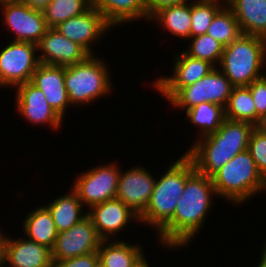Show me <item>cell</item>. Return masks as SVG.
Wrapping results in <instances>:
<instances>
[{
  "label": "cell",
  "mask_w": 266,
  "mask_h": 267,
  "mask_svg": "<svg viewBox=\"0 0 266 267\" xmlns=\"http://www.w3.org/2000/svg\"><path fill=\"white\" fill-rule=\"evenodd\" d=\"M225 5V0H194L191 2L190 37L206 34L213 18Z\"/></svg>",
  "instance_id": "obj_30"
},
{
  "label": "cell",
  "mask_w": 266,
  "mask_h": 267,
  "mask_svg": "<svg viewBox=\"0 0 266 267\" xmlns=\"http://www.w3.org/2000/svg\"><path fill=\"white\" fill-rule=\"evenodd\" d=\"M31 83L42 90L51 108L63 119L71 106L65 86L64 66L39 64Z\"/></svg>",
  "instance_id": "obj_19"
},
{
  "label": "cell",
  "mask_w": 266,
  "mask_h": 267,
  "mask_svg": "<svg viewBox=\"0 0 266 267\" xmlns=\"http://www.w3.org/2000/svg\"><path fill=\"white\" fill-rule=\"evenodd\" d=\"M253 129L252 123L226 118L215 133L193 141L184 154L197 172L212 178L235 155L248 149Z\"/></svg>",
  "instance_id": "obj_2"
},
{
  "label": "cell",
  "mask_w": 266,
  "mask_h": 267,
  "mask_svg": "<svg viewBox=\"0 0 266 267\" xmlns=\"http://www.w3.org/2000/svg\"><path fill=\"white\" fill-rule=\"evenodd\" d=\"M250 89L257 115H266V74L247 86Z\"/></svg>",
  "instance_id": "obj_33"
},
{
  "label": "cell",
  "mask_w": 266,
  "mask_h": 267,
  "mask_svg": "<svg viewBox=\"0 0 266 267\" xmlns=\"http://www.w3.org/2000/svg\"><path fill=\"white\" fill-rule=\"evenodd\" d=\"M190 123L199 128L198 139L215 133L225 121V108L219 104L200 103L185 111Z\"/></svg>",
  "instance_id": "obj_26"
},
{
  "label": "cell",
  "mask_w": 266,
  "mask_h": 267,
  "mask_svg": "<svg viewBox=\"0 0 266 267\" xmlns=\"http://www.w3.org/2000/svg\"><path fill=\"white\" fill-rule=\"evenodd\" d=\"M9 265V266H8ZM52 250L26 237L5 238L1 267H52Z\"/></svg>",
  "instance_id": "obj_18"
},
{
  "label": "cell",
  "mask_w": 266,
  "mask_h": 267,
  "mask_svg": "<svg viewBox=\"0 0 266 267\" xmlns=\"http://www.w3.org/2000/svg\"><path fill=\"white\" fill-rule=\"evenodd\" d=\"M122 171H120L116 198L140 216L149 203L156 179L141 165Z\"/></svg>",
  "instance_id": "obj_14"
},
{
  "label": "cell",
  "mask_w": 266,
  "mask_h": 267,
  "mask_svg": "<svg viewBox=\"0 0 266 267\" xmlns=\"http://www.w3.org/2000/svg\"><path fill=\"white\" fill-rule=\"evenodd\" d=\"M176 56V57H175ZM172 76H160L153 87L169 101L181 88L190 86L209 74L215 66L208 61L196 59L184 51L175 55Z\"/></svg>",
  "instance_id": "obj_11"
},
{
  "label": "cell",
  "mask_w": 266,
  "mask_h": 267,
  "mask_svg": "<svg viewBox=\"0 0 266 267\" xmlns=\"http://www.w3.org/2000/svg\"><path fill=\"white\" fill-rule=\"evenodd\" d=\"M188 2L189 0H146L147 21L164 8L182 5Z\"/></svg>",
  "instance_id": "obj_35"
},
{
  "label": "cell",
  "mask_w": 266,
  "mask_h": 267,
  "mask_svg": "<svg viewBox=\"0 0 266 267\" xmlns=\"http://www.w3.org/2000/svg\"><path fill=\"white\" fill-rule=\"evenodd\" d=\"M233 87L229 79L215 67L194 84L181 88L168 102L184 111L204 102L225 108Z\"/></svg>",
  "instance_id": "obj_7"
},
{
  "label": "cell",
  "mask_w": 266,
  "mask_h": 267,
  "mask_svg": "<svg viewBox=\"0 0 266 267\" xmlns=\"http://www.w3.org/2000/svg\"><path fill=\"white\" fill-rule=\"evenodd\" d=\"M254 128L266 135V115L259 118L258 122L254 125Z\"/></svg>",
  "instance_id": "obj_37"
},
{
  "label": "cell",
  "mask_w": 266,
  "mask_h": 267,
  "mask_svg": "<svg viewBox=\"0 0 266 267\" xmlns=\"http://www.w3.org/2000/svg\"><path fill=\"white\" fill-rule=\"evenodd\" d=\"M92 6V0H51L43 10L46 24L55 28L60 23L81 15Z\"/></svg>",
  "instance_id": "obj_28"
},
{
  "label": "cell",
  "mask_w": 266,
  "mask_h": 267,
  "mask_svg": "<svg viewBox=\"0 0 266 267\" xmlns=\"http://www.w3.org/2000/svg\"><path fill=\"white\" fill-rule=\"evenodd\" d=\"M133 267H150V264L147 262L145 255H143Z\"/></svg>",
  "instance_id": "obj_38"
},
{
  "label": "cell",
  "mask_w": 266,
  "mask_h": 267,
  "mask_svg": "<svg viewBox=\"0 0 266 267\" xmlns=\"http://www.w3.org/2000/svg\"><path fill=\"white\" fill-rule=\"evenodd\" d=\"M45 207L49 210L58 233L69 230L88 215L82 211L85 207L73 189L68 194L47 203Z\"/></svg>",
  "instance_id": "obj_23"
},
{
  "label": "cell",
  "mask_w": 266,
  "mask_h": 267,
  "mask_svg": "<svg viewBox=\"0 0 266 267\" xmlns=\"http://www.w3.org/2000/svg\"><path fill=\"white\" fill-rule=\"evenodd\" d=\"M225 117L234 121H245L255 125L259 116L250 89L247 86L233 87L225 107Z\"/></svg>",
  "instance_id": "obj_27"
},
{
  "label": "cell",
  "mask_w": 266,
  "mask_h": 267,
  "mask_svg": "<svg viewBox=\"0 0 266 267\" xmlns=\"http://www.w3.org/2000/svg\"><path fill=\"white\" fill-rule=\"evenodd\" d=\"M0 6L6 29L15 35L12 41L37 45L49 28L43 11L30 8L22 0H2Z\"/></svg>",
  "instance_id": "obj_10"
},
{
  "label": "cell",
  "mask_w": 266,
  "mask_h": 267,
  "mask_svg": "<svg viewBox=\"0 0 266 267\" xmlns=\"http://www.w3.org/2000/svg\"><path fill=\"white\" fill-rule=\"evenodd\" d=\"M150 20L157 21L162 28L176 38L189 39L191 33V1L182 5L164 8Z\"/></svg>",
  "instance_id": "obj_25"
},
{
  "label": "cell",
  "mask_w": 266,
  "mask_h": 267,
  "mask_svg": "<svg viewBox=\"0 0 266 267\" xmlns=\"http://www.w3.org/2000/svg\"><path fill=\"white\" fill-rule=\"evenodd\" d=\"M39 64L36 44L11 41L0 52V87L31 82Z\"/></svg>",
  "instance_id": "obj_8"
},
{
  "label": "cell",
  "mask_w": 266,
  "mask_h": 267,
  "mask_svg": "<svg viewBox=\"0 0 266 267\" xmlns=\"http://www.w3.org/2000/svg\"><path fill=\"white\" fill-rule=\"evenodd\" d=\"M243 34L266 39V0H226Z\"/></svg>",
  "instance_id": "obj_20"
},
{
  "label": "cell",
  "mask_w": 266,
  "mask_h": 267,
  "mask_svg": "<svg viewBox=\"0 0 266 267\" xmlns=\"http://www.w3.org/2000/svg\"><path fill=\"white\" fill-rule=\"evenodd\" d=\"M111 27V28H110ZM63 36L80 45L89 55H93L92 45L102 39L103 34L112 29L104 16L93 6L81 15L72 17L55 27Z\"/></svg>",
  "instance_id": "obj_13"
},
{
  "label": "cell",
  "mask_w": 266,
  "mask_h": 267,
  "mask_svg": "<svg viewBox=\"0 0 266 267\" xmlns=\"http://www.w3.org/2000/svg\"><path fill=\"white\" fill-rule=\"evenodd\" d=\"M248 151L258 171L266 179V135L254 128L249 138Z\"/></svg>",
  "instance_id": "obj_32"
},
{
  "label": "cell",
  "mask_w": 266,
  "mask_h": 267,
  "mask_svg": "<svg viewBox=\"0 0 266 267\" xmlns=\"http://www.w3.org/2000/svg\"><path fill=\"white\" fill-rule=\"evenodd\" d=\"M212 196L218 197L212 178L195 171L186 180L173 218L157 234L160 244L172 250L188 246L205 225Z\"/></svg>",
  "instance_id": "obj_1"
},
{
  "label": "cell",
  "mask_w": 266,
  "mask_h": 267,
  "mask_svg": "<svg viewBox=\"0 0 266 267\" xmlns=\"http://www.w3.org/2000/svg\"><path fill=\"white\" fill-rule=\"evenodd\" d=\"M212 182L218 197L237 206L266 189V179L258 171L248 149L223 165Z\"/></svg>",
  "instance_id": "obj_4"
},
{
  "label": "cell",
  "mask_w": 266,
  "mask_h": 267,
  "mask_svg": "<svg viewBox=\"0 0 266 267\" xmlns=\"http://www.w3.org/2000/svg\"><path fill=\"white\" fill-rule=\"evenodd\" d=\"M108 65L103 59L89 55L84 61L64 67L65 86L71 106L89 104L109 96L112 82Z\"/></svg>",
  "instance_id": "obj_6"
},
{
  "label": "cell",
  "mask_w": 266,
  "mask_h": 267,
  "mask_svg": "<svg viewBox=\"0 0 266 267\" xmlns=\"http://www.w3.org/2000/svg\"><path fill=\"white\" fill-rule=\"evenodd\" d=\"M37 51L41 64L64 67L80 63L89 56L80 45L63 36L55 28H48L37 44Z\"/></svg>",
  "instance_id": "obj_16"
},
{
  "label": "cell",
  "mask_w": 266,
  "mask_h": 267,
  "mask_svg": "<svg viewBox=\"0 0 266 267\" xmlns=\"http://www.w3.org/2000/svg\"><path fill=\"white\" fill-rule=\"evenodd\" d=\"M170 163L165 174L156 179L149 203L139 216V222L155 228V234L173 218L186 180L196 171L193 162L185 154Z\"/></svg>",
  "instance_id": "obj_3"
},
{
  "label": "cell",
  "mask_w": 266,
  "mask_h": 267,
  "mask_svg": "<svg viewBox=\"0 0 266 267\" xmlns=\"http://www.w3.org/2000/svg\"><path fill=\"white\" fill-rule=\"evenodd\" d=\"M117 163L99 165L82 172L71 187L78 195L81 203L89 207L116 198L120 167Z\"/></svg>",
  "instance_id": "obj_9"
},
{
  "label": "cell",
  "mask_w": 266,
  "mask_h": 267,
  "mask_svg": "<svg viewBox=\"0 0 266 267\" xmlns=\"http://www.w3.org/2000/svg\"><path fill=\"white\" fill-rule=\"evenodd\" d=\"M92 6L112 28L133 20L138 21L139 18L147 21L146 0H92Z\"/></svg>",
  "instance_id": "obj_21"
},
{
  "label": "cell",
  "mask_w": 266,
  "mask_h": 267,
  "mask_svg": "<svg viewBox=\"0 0 266 267\" xmlns=\"http://www.w3.org/2000/svg\"><path fill=\"white\" fill-rule=\"evenodd\" d=\"M15 88L16 108L21 117L36 126L47 124L51 130L61 127L63 119L51 108L42 90L31 82L19 84Z\"/></svg>",
  "instance_id": "obj_15"
},
{
  "label": "cell",
  "mask_w": 266,
  "mask_h": 267,
  "mask_svg": "<svg viewBox=\"0 0 266 267\" xmlns=\"http://www.w3.org/2000/svg\"><path fill=\"white\" fill-rule=\"evenodd\" d=\"M98 264V253L92 252L74 258L64 259L61 261H53L52 267H97Z\"/></svg>",
  "instance_id": "obj_34"
},
{
  "label": "cell",
  "mask_w": 266,
  "mask_h": 267,
  "mask_svg": "<svg viewBox=\"0 0 266 267\" xmlns=\"http://www.w3.org/2000/svg\"><path fill=\"white\" fill-rule=\"evenodd\" d=\"M259 262L260 263L258 264L257 267H266V243H265V245L263 247Z\"/></svg>",
  "instance_id": "obj_39"
},
{
  "label": "cell",
  "mask_w": 266,
  "mask_h": 267,
  "mask_svg": "<svg viewBox=\"0 0 266 267\" xmlns=\"http://www.w3.org/2000/svg\"><path fill=\"white\" fill-rule=\"evenodd\" d=\"M24 236L38 244L53 249L58 232L49 210L39 206L29 212L22 223Z\"/></svg>",
  "instance_id": "obj_22"
},
{
  "label": "cell",
  "mask_w": 266,
  "mask_h": 267,
  "mask_svg": "<svg viewBox=\"0 0 266 267\" xmlns=\"http://www.w3.org/2000/svg\"><path fill=\"white\" fill-rule=\"evenodd\" d=\"M265 61V39L242 34L224 47L221 61L217 67L234 87H240L248 86L254 80L265 75L261 72Z\"/></svg>",
  "instance_id": "obj_5"
},
{
  "label": "cell",
  "mask_w": 266,
  "mask_h": 267,
  "mask_svg": "<svg viewBox=\"0 0 266 267\" xmlns=\"http://www.w3.org/2000/svg\"><path fill=\"white\" fill-rule=\"evenodd\" d=\"M87 213L102 240L113 239L131 220L139 223V216L118 198L94 205Z\"/></svg>",
  "instance_id": "obj_17"
},
{
  "label": "cell",
  "mask_w": 266,
  "mask_h": 267,
  "mask_svg": "<svg viewBox=\"0 0 266 267\" xmlns=\"http://www.w3.org/2000/svg\"><path fill=\"white\" fill-rule=\"evenodd\" d=\"M101 242L96 227L87 216L69 230L58 233L52 249V260L61 261L97 252Z\"/></svg>",
  "instance_id": "obj_12"
},
{
  "label": "cell",
  "mask_w": 266,
  "mask_h": 267,
  "mask_svg": "<svg viewBox=\"0 0 266 267\" xmlns=\"http://www.w3.org/2000/svg\"><path fill=\"white\" fill-rule=\"evenodd\" d=\"M206 34L212 36L225 47L238 39L243 32L233 11L225 5L213 18Z\"/></svg>",
  "instance_id": "obj_29"
},
{
  "label": "cell",
  "mask_w": 266,
  "mask_h": 267,
  "mask_svg": "<svg viewBox=\"0 0 266 267\" xmlns=\"http://www.w3.org/2000/svg\"><path fill=\"white\" fill-rule=\"evenodd\" d=\"M191 44L188 51L184 50L189 56L210 62L215 67L219 65L224 46L212 36L203 34L190 37Z\"/></svg>",
  "instance_id": "obj_31"
},
{
  "label": "cell",
  "mask_w": 266,
  "mask_h": 267,
  "mask_svg": "<svg viewBox=\"0 0 266 267\" xmlns=\"http://www.w3.org/2000/svg\"><path fill=\"white\" fill-rule=\"evenodd\" d=\"M2 233L3 232L0 231V258H2L3 255L4 242L6 238V234Z\"/></svg>",
  "instance_id": "obj_40"
},
{
  "label": "cell",
  "mask_w": 266,
  "mask_h": 267,
  "mask_svg": "<svg viewBox=\"0 0 266 267\" xmlns=\"http://www.w3.org/2000/svg\"><path fill=\"white\" fill-rule=\"evenodd\" d=\"M102 240L98 248L99 264L104 267H133L145 254L139 244L124 240ZM110 242V243H109Z\"/></svg>",
  "instance_id": "obj_24"
},
{
  "label": "cell",
  "mask_w": 266,
  "mask_h": 267,
  "mask_svg": "<svg viewBox=\"0 0 266 267\" xmlns=\"http://www.w3.org/2000/svg\"><path fill=\"white\" fill-rule=\"evenodd\" d=\"M30 8L43 11L51 0H22Z\"/></svg>",
  "instance_id": "obj_36"
}]
</instances>
